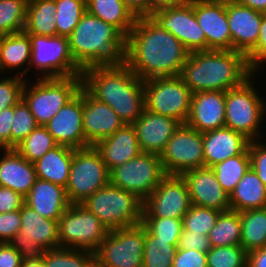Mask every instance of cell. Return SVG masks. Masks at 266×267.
<instances>
[{"label": "cell", "instance_id": "2e32d148", "mask_svg": "<svg viewBox=\"0 0 266 267\" xmlns=\"http://www.w3.org/2000/svg\"><path fill=\"white\" fill-rule=\"evenodd\" d=\"M187 184L181 175H166L143 201L142 218L183 219L191 207Z\"/></svg>", "mask_w": 266, "mask_h": 267}, {"label": "cell", "instance_id": "c3c4849f", "mask_svg": "<svg viewBox=\"0 0 266 267\" xmlns=\"http://www.w3.org/2000/svg\"><path fill=\"white\" fill-rule=\"evenodd\" d=\"M266 141V140H265ZM262 139L250 141L248 151L251 167L266 186V143ZM264 142V143H263Z\"/></svg>", "mask_w": 266, "mask_h": 267}, {"label": "cell", "instance_id": "f6af8a7d", "mask_svg": "<svg viewBox=\"0 0 266 267\" xmlns=\"http://www.w3.org/2000/svg\"><path fill=\"white\" fill-rule=\"evenodd\" d=\"M141 224L158 240L178 241L183 229V219L142 218Z\"/></svg>", "mask_w": 266, "mask_h": 267}, {"label": "cell", "instance_id": "7dc6e473", "mask_svg": "<svg viewBox=\"0 0 266 267\" xmlns=\"http://www.w3.org/2000/svg\"><path fill=\"white\" fill-rule=\"evenodd\" d=\"M246 56L251 71L261 75L266 63V12L262 13L258 42Z\"/></svg>", "mask_w": 266, "mask_h": 267}, {"label": "cell", "instance_id": "d590c367", "mask_svg": "<svg viewBox=\"0 0 266 267\" xmlns=\"http://www.w3.org/2000/svg\"><path fill=\"white\" fill-rule=\"evenodd\" d=\"M250 167L251 159L247 149L243 154L216 163L211 168L221 187L230 195Z\"/></svg>", "mask_w": 266, "mask_h": 267}, {"label": "cell", "instance_id": "8992f818", "mask_svg": "<svg viewBox=\"0 0 266 267\" xmlns=\"http://www.w3.org/2000/svg\"><path fill=\"white\" fill-rule=\"evenodd\" d=\"M26 79L22 98L39 125L44 126L82 87V76ZM29 81V82H28ZM32 82V83H31Z\"/></svg>", "mask_w": 266, "mask_h": 267}, {"label": "cell", "instance_id": "680465c9", "mask_svg": "<svg viewBox=\"0 0 266 267\" xmlns=\"http://www.w3.org/2000/svg\"><path fill=\"white\" fill-rule=\"evenodd\" d=\"M123 1L137 18L148 16V0H123Z\"/></svg>", "mask_w": 266, "mask_h": 267}, {"label": "cell", "instance_id": "4316f807", "mask_svg": "<svg viewBox=\"0 0 266 267\" xmlns=\"http://www.w3.org/2000/svg\"><path fill=\"white\" fill-rule=\"evenodd\" d=\"M0 186L25 197L35 183L34 163L27 161L16 149H0Z\"/></svg>", "mask_w": 266, "mask_h": 267}, {"label": "cell", "instance_id": "f35d334b", "mask_svg": "<svg viewBox=\"0 0 266 267\" xmlns=\"http://www.w3.org/2000/svg\"><path fill=\"white\" fill-rule=\"evenodd\" d=\"M55 3L57 35L68 38L87 11L86 0H55Z\"/></svg>", "mask_w": 266, "mask_h": 267}, {"label": "cell", "instance_id": "816d5d0a", "mask_svg": "<svg viewBox=\"0 0 266 267\" xmlns=\"http://www.w3.org/2000/svg\"><path fill=\"white\" fill-rule=\"evenodd\" d=\"M172 267H207V253L177 249Z\"/></svg>", "mask_w": 266, "mask_h": 267}, {"label": "cell", "instance_id": "603a6c76", "mask_svg": "<svg viewBox=\"0 0 266 267\" xmlns=\"http://www.w3.org/2000/svg\"><path fill=\"white\" fill-rule=\"evenodd\" d=\"M225 91H202L192 94L189 127L205 133L225 127Z\"/></svg>", "mask_w": 266, "mask_h": 267}, {"label": "cell", "instance_id": "4fadbf2b", "mask_svg": "<svg viewBox=\"0 0 266 267\" xmlns=\"http://www.w3.org/2000/svg\"><path fill=\"white\" fill-rule=\"evenodd\" d=\"M144 241L141 223L108 231L94 252L95 267H143Z\"/></svg>", "mask_w": 266, "mask_h": 267}, {"label": "cell", "instance_id": "5bb4252c", "mask_svg": "<svg viewBox=\"0 0 266 267\" xmlns=\"http://www.w3.org/2000/svg\"><path fill=\"white\" fill-rule=\"evenodd\" d=\"M166 176L160 155L142 152L109 171L110 184L144 201Z\"/></svg>", "mask_w": 266, "mask_h": 267}, {"label": "cell", "instance_id": "7402d4cb", "mask_svg": "<svg viewBox=\"0 0 266 267\" xmlns=\"http://www.w3.org/2000/svg\"><path fill=\"white\" fill-rule=\"evenodd\" d=\"M82 122L85 141L90 146L111 136L125 125L113 108L98 101L84 87Z\"/></svg>", "mask_w": 266, "mask_h": 267}, {"label": "cell", "instance_id": "d4e9b609", "mask_svg": "<svg viewBox=\"0 0 266 267\" xmlns=\"http://www.w3.org/2000/svg\"><path fill=\"white\" fill-rule=\"evenodd\" d=\"M94 147L109 171L142 153L132 124H125L111 136L98 141Z\"/></svg>", "mask_w": 266, "mask_h": 267}, {"label": "cell", "instance_id": "91938a15", "mask_svg": "<svg viewBox=\"0 0 266 267\" xmlns=\"http://www.w3.org/2000/svg\"><path fill=\"white\" fill-rule=\"evenodd\" d=\"M238 3L250 7L259 12H266V0H235Z\"/></svg>", "mask_w": 266, "mask_h": 267}, {"label": "cell", "instance_id": "9a60e30c", "mask_svg": "<svg viewBox=\"0 0 266 267\" xmlns=\"http://www.w3.org/2000/svg\"><path fill=\"white\" fill-rule=\"evenodd\" d=\"M160 160L166 175H181L205 167L203 133L181 124L160 154Z\"/></svg>", "mask_w": 266, "mask_h": 267}, {"label": "cell", "instance_id": "8d00e7d4", "mask_svg": "<svg viewBox=\"0 0 266 267\" xmlns=\"http://www.w3.org/2000/svg\"><path fill=\"white\" fill-rule=\"evenodd\" d=\"M178 241L158 240L145 228L143 267H172Z\"/></svg>", "mask_w": 266, "mask_h": 267}, {"label": "cell", "instance_id": "3957f363", "mask_svg": "<svg viewBox=\"0 0 266 267\" xmlns=\"http://www.w3.org/2000/svg\"><path fill=\"white\" fill-rule=\"evenodd\" d=\"M254 73L247 56L234 50L190 52L180 77L192 93L227 91L241 86Z\"/></svg>", "mask_w": 266, "mask_h": 267}, {"label": "cell", "instance_id": "ee69618b", "mask_svg": "<svg viewBox=\"0 0 266 267\" xmlns=\"http://www.w3.org/2000/svg\"><path fill=\"white\" fill-rule=\"evenodd\" d=\"M219 214L220 211L212 208L191 205L189 211L183 216V229L208 236Z\"/></svg>", "mask_w": 266, "mask_h": 267}, {"label": "cell", "instance_id": "681fc988", "mask_svg": "<svg viewBox=\"0 0 266 267\" xmlns=\"http://www.w3.org/2000/svg\"><path fill=\"white\" fill-rule=\"evenodd\" d=\"M21 228L20 210L0 213V243H8Z\"/></svg>", "mask_w": 266, "mask_h": 267}, {"label": "cell", "instance_id": "8fae6325", "mask_svg": "<svg viewBox=\"0 0 266 267\" xmlns=\"http://www.w3.org/2000/svg\"><path fill=\"white\" fill-rule=\"evenodd\" d=\"M108 234L100 219L82 204H70L58 220L59 247L95 252Z\"/></svg>", "mask_w": 266, "mask_h": 267}, {"label": "cell", "instance_id": "74e56055", "mask_svg": "<svg viewBox=\"0 0 266 267\" xmlns=\"http://www.w3.org/2000/svg\"><path fill=\"white\" fill-rule=\"evenodd\" d=\"M42 261L44 267H95L93 252L74 248L46 250Z\"/></svg>", "mask_w": 266, "mask_h": 267}, {"label": "cell", "instance_id": "f546056e", "mask_svg": "<svg viewBox=\"0 0 266 267\" xmlns=\"http://www.w3.org/2000/svg\"><path fill=\"white\" fill-rule=\"evenodd\" d=\"M73 155L74 148L65 145L55 146L34 163L37 179L47 180L65 188Z\"/></svg>", "mask_w": 266, "mask_h": 267}, {"label": "cell", "instance_id": "ac0fdd59", "mask_svg": "<svg viewBox=\"0 0 266 267\" xmlns=\"http://www.w3.org/2000/svg\"><path fill=\"white\" fill-rule=\"evenodd\" d=\"M83 86L44 126L58 145L74 149L90 147L83 130Z\"/></svg>", "mask_w": 266, "mask_h": 267}, {"label": "cell", "instance_id": "f5cc1de1", "mask_svg": "<svg viewBox=\"0 0 266 267\" xmlns=\"http://www.w3.org/2000/svg\"><path fill=\"white\" fill-rule=\"evenodd\" d=\"M24 197L10 188L0 186V213L20 210Z\"/></svg>", "mask_w": 266, "mask_h": 267}, {"label": "cell", "instance_id": "484cf974", "mask_svg": "<svg viewBox=\"0 0 266 267\" xmlns=\"http://www.w3.org/2000/svg\"><path fill=\"white\" fill-rule=\"evenodd\" d=\"M249 143L250 140L244 135L227 127L203 133L205 167L243 154Z\"/></svg>", "mask_w": 266, "mask_h": 267}, {"label": "cell", "instance_id": "94428289", "mask_svg": "<svg viewBox=\"0 0 266 267\" xmlns=\"http://www.w3.org/2000/svg\"><path fill=\"white\" fill-rule=\"evenodd\" d=\"M20 267H44V265L42 260H36L22 262Z\"/></svg>", "mask_w": 266, "mask_h": 267}, {"label": "cell", "instance_id": "e0dca14e", "mask_svg": "<svg viewBox=\"0 0 266 267\" xmlns=\"http://www.w3.org/2000/svg\"><path fill=\"white\" fill-rule=\"evenodd\" d=\"M149 17L172 33L189 52L206 50L205 33L195 17L193 0L154 12Z\"/></svg>", "mask_w": 266, "mask_h": 267}, {"label": "cell", "instance_id": "1f68e13d", "mask_svg": "<svg viewBox=\"0 0 266 267\" xmlns=\"http://www.w3.org/2000/svg\"><path fill=\"white\" fill-rule=\"evenodd\" d=\"M87 11L128 36L137 17L123 0H86Z\"/></svg>", "mask_w": 266, "mask_h": 267}, {"label": "cell", "instance_id": "bcb514c9", "mask_svg": "<svg viewBox=\"0 0 266 267\" xmlns=\"http://www.w3.org/2000/svg\"><path fill=\"white\" fill-rule=\"evenodd\" d=\"M4 77V78H3ZM0 111L7 107L14 106L22 98V90L25 78L7 75H0Z\"/></svg>", "mask_w": 266, "mask_h": 267}, {"label": "cell", "instance_id": "5b68a950", "mask_svg": "<svg viewBox=\"0 0 266 267\" xmlns=\"http://www.w3.org/2000/svg\"><path fill=\"white\" fill-rule=\"evenodd\" d=\"M257 76L253 74L241 86L225 93V127L241 133L250 141L265 139L263 136L266 134L261 130L265 125L263 122L266 123V98L257 91L259 89L253 80Z\"/></svg>", "mask_w": 266, "mask_h": 267}, {"label": "cell", "instance_id": "f907efd6", "mask_svg": "<svg viewBox=\"0 0 266 267\" xmlns=\"http://www.w3.org/2000/svg\"><path fill=\"white\" fill-rule=\"evenodd\" d=\"M211 248L210 240L207 235L193 233L182 229L177 249L198 250L207 253Z\"/></svg>", "mask_w": 266, "mask_h": 267}, {"label": "cell", "instance_id": "b9f144b4", "mask_svg": "<svg viewBox=\"0 0 266 267\" xmlns=\"http://www.w3.org/2000/svg\"><path fill=\"white\" fill-rule=\"evenodd\" d=\"M39 124L30 111L28 104L21 98L14 105V116L12 117L11 149L22 142Z\"/></svg>", "mask_w": 266, "mask_h": 267}, {"label": "cell", "instance_id": "44dd1931", "mask_svg": "<svg viewBox=\"0 0 266 267\" xmlns=\"http://www.w3.org/2000/svg\"><path fill=\"white\" fill-rule=\"evenodd\" d=\"M228 26L231 33L232 50L247 55L257 44L262 12L226 0Z\"/></svg>", "mask_w": 266, "mask_h": 267}, {"label": "cell", "instance_id": "9f6ffc18", "mask_svg": "<svg viewBox=\"0 0 266 267\" xmlns=\"http://www.w3.org/2000/svg\"><path fill=\"white\" fill-rule=\"evenodd\" d=\"M190 0H148V16L163 9L184 4Z\"/></svg>", "mask_w": 266, "mask_h": 267}, {"label": "cell", "instance_id": "30bf717a", "mask_svg": "<svg viewBox=\"0 0 266 267\" xmlns=\"http://www.w3.org/2000/svg\"><path fill=\"white\" fill-rule=\"evenodd\" d=\"M109 183V170L94 146L74 149L69 180L65 187L70 204H81Z\"/></svg>", "mask_w": 266, "mask_h": 267}, {"label": "cell", "instance_id": "cb8c5ba5", "mask_svg": "<svg viewBox=\"0 0 266 267\" xmlns=\"http://www.w3.org/2000/svg\"><path fill=\"white\" fill-rule=\"evenodd\" d=\"M142 152L160 155L181 123L146 109L132 124Z\"/></svg>", "mask_w": 266, "mask_h": 267}, {"label": "cell", "instance_id": "d6986e66", "mask_svg": "<svg viewBox=\"0 0 266 267\" xmlns=\"http://www.w3.org/2000/svg\"><path fill=\"white\" fill-rule=\"evenodd\" d=\"M197 22L206 37V50H232L226 0H193Z\"/></svg>", "mask_w": 266, "mask_h": 267}, {"label": "cell", "instance_id": "ab89813d", "mask_svg": "<svg viewBox=\"0 0 266 267\" xmlns=\"http://www.w3.org/2000/svg\"><path fill=\"white\" fill-rule=\"evenodd\" d=\"M58 144L45 126L35 128L15 149L30 163L38 161L46 152Z\"/></svg>", "mask_w": 266, "mask_h": 267}, {"label": "cell", "instance_id": "db71d44e", "mask_svg": "<svg viewBox=\"0 0 266 267\" xmlns=\"http://www.w3.org/2000/svg\"><path fill=\"white\" fill-rule=\"evenodd\" d=\"M14 106L0 111V149H11V125Z\"/></svg>", "mask_w": 266, "mask_h": 267}, {"label": "cell", "instance_id": "4dcf8cb0", "mask_svg": "<svg viewBox=\"0 0 266 267\" xmlns=\"http://www.w3.org/2000/svg\"><path fill=\"white\" fill-rule=\"evenodd\" d=\"M229 204L230 209L237 212L266 207V186L252 167L229 195Z\"/></svg>", "mask_w": 266, "mask_h": 267}, {"label": "cell", "instance_id": "7c38bea8", "mask_svg": "<svg viewBox=\"0 0 266 267\" xmlns=\"http://www.w3.org/2000/svg\"><path fill=\"white\" fill-rule=\"evenodd\" d=\"M144 92L146 110L186 123L193 93L179 75L144 80Z\"/></svg>", "mask_w": 266, "mask_h": 267}, {"label": "cell", "instance_id": "6125c7cd", "mask_svg": "<svg viewBox=\"0 0 266 267\" xmlns=\"http://www.w3.org/2000/svg\"><path fill=\"white\" fill-rule=\"evenodd\" d=\"M26 4H30V3H32V2H34V1H37V0H23Z\"/></svg>", "mask_w": 266, "mask_h": 267}, {"label": "cell", "instance_id": "ba28073f", "mask_svg": "<svg viewBox=\"0 0 266 267\" xmlns=\"http://www.w3.org/2000/svg\"><path fill=\"white\" fill-rule=\"evenodd\" d=\"M20 215L19 233L8 243L19 252L22 262L42 260L46 250L59 247L57 220L42 217L25 203Z\"/></svg>", "mask_w": 266, "mask_h": 267}, {"label": "cell", "instance_id": "ffe728a7", "mask_svg": "<svg viewBox=\"0 0 266 267\" xmlns=\"http://www.w3.org/2000/svg\"><path fill=\"white\" fill-rule=\"evenodd\" d=\"M181 176L187 184L192 205L220 212L230 209L229 195L221 187L211 167L190 169Z\"/></svg>", "mask_w": 266, "mask_h": 267}, {"label": "cell", "instance_id": "11a10c76", "mask_svg": "<svg viewBox=\"0 0 266 267\" xmlns=\"http://www.w3.org/2000/svg\"><path fill=\"white\" fill-rule=\"evenodd\" d=\"M21 256L9 243H0V267H20Z\"/></svg>", "mask_w": 266, "mask_h": 267}, {"label": "cell", "instance_id": "52a82bcc", "mask_svg": "<svg viewBox=\"0 0 266 267\" xmlns=\"http://www.w3.org/2000/svg\"><path fill=\"white\" fill-rule=\"evenodd\" d=\"M81 204L95 214L108 231L135 226L142 221L143 201L110 183Z\"/></svg>", "mask_w": 266, "mask_h": 267}, {"label": "cell", "instance_id": "83f0119b", "mask_svg": "<svg viewBox=\"0 0 266 267\" xmlns=\"http://www.w3.org/2000/svg\"><path fill=\"white\" fill-rule=\"evenodd\" d=\"M24 203L42 217L57 221L70 206L65 188L43 179L35 180Z\"/></svg>", "mask_w": 266, "mask_h": 267}, {"label": "cell", "instance_id": "7bdbcfd3", "mask_svg": "<svg viewBox=\"0 0 266 267\" xmlns=\"http://www.w3.org/2000/svg\"><path fill=\"white\" fill-rule=\"evenodd\" d=\"M247 252L241 245L211 247L207 267H246Z\"/></svg>", "mask_w": 266, "mask_h": 267}, {"label": "cell", "instance_id": "d6a6232c", "mask_svg": "<svg viewBox=\"0 0 266 267\" xmlns=\"http://www.w3.org/2000/svg\"><path fill=\"white\" fill-rule=\"evenodd\" d=\"M55 0H37L27 4L23 31L27 34L57 36Z\"/></svg>", "mask_w": 266, "mask_h": 267}, {"label": "cell", "instance_id": "277c9868", "mask_svg": "<svg viewBox=\"0 0 266 267\" xmlns=\"http://www.w3.org/2000/svg\"><path fill=\"white\" fill-rule=\"evenodd\" d=\"M69 49L82 69L123 63L126 37L113 25L86 11L71 35Z\"/></svg>", "mask_w": 266, "mask_h": 267}, {"label": "cell", "instance_id": "836d02e7", "mask_svg": "<svg viewBox=\"0 0 266 267\" xmlns=\"http://www.w3.org/2000/svg\"><path fill=\"white\" fill-rule=\"evenodd\" d=\"M240 217L243 249L249 253L266 247V207L241 211Z\"/></svg>", "mask_w": 266, "mask_h": 267}, {"label": "cell", "instance_id": "f1b7e54d", "mask_svg": "<svg viewBox=\"0 0 266 267\" xmlns=\"http://www.w3.org/2000/svg\"><path fill=\"white\" fill-rule=\"evenodd\" d=\"M30 62L31 40L29 34L22 31L0 35V75H5V73L7 75L8 70L11 73L17 71V76L27 79L25 75L29 73Z\"/></svg>", "mask_w": 266, "mask_h": 267}, {"label": "cell", "instance_id": "6f0895ef", "mask_svg": "<svg viewBox=\"0 0 266 267\" xmlns=\"http://www.w3.org/2000/svg\"><path fill=\"white\" fill-rule=\"evenodd\" d=\"M247 267H266V247L247 253Z\"/></svg>", "mask_w": 266, "mask_h": 267}, {"label": "cell", "instance_id": "e575fe53", "mask_svg": "<svg viewBox=\"0 0 266 267\" xmlns=\"http://www.w3.org/2000/svg\"><path fill=\"white\" fill-rule=\"evenodd\" d=\"M211 247L240 245V212L227 210L220 212L214 227L208 234Z\"/></svg>", "mask_w": 266, "mask_h": 267}, {"label": "cell", "instance_id": "60d3db41", "mask_svg": "<svg viewBox=\"0 0 266 267\" xmlns=\"http://www.w3.org/2000/svg\"><path fill=\"white\" fill-rule=\"evenodd\" d=\"M26 10L23 0H0V35L22 32Z\"/></svg>", "mask_w": 266, "mask_h": 267}, {"label": "cell", "instance_id": "6da1fadb", "mask_svg": "<svg viewBox=\"0 0 266 267\" xmlns=\"http://www.w3.org/2000/svg\"><path fill=\"white\" fill-rule=\"evenodd\" d=\"M189 51L149 16L138 17L126 37L123 62L141 79L178 76Z\"/></svg>", "mask_w": 266, "mask_h": 267}, {"label": "cell", "instance_id": "9c48e42d", "mask_svg": "<svg viewBox=\"0 0 266 267\" xmlns=\"http://www.w3.org/2000/svg\"><path fill=\"white\" fill-rule=\"evenodd\" d=\"M29 37L31 40L29 72L31 69L36 71L35 78L82 76L83 70L72 58L67 37L35 34H29Z\"/></svg>", "mask_w": 266, "mask_h": 267}, {"label": "cell", "instance_id": "7a4b0ae2", "mask_svg": "<svg viewBox=\"0 0 266 267\" xmlns=\"http://www.w3.org/2000/svg\"><path fill=\"white\" fill-rule=\"evenodd\" d=\"M82 86L113 108L125 124H133L145 109L144 81L124 62L84 69Z\"/></svg>", "mask_w": 266, "mask_h": 267}]
</instances>
